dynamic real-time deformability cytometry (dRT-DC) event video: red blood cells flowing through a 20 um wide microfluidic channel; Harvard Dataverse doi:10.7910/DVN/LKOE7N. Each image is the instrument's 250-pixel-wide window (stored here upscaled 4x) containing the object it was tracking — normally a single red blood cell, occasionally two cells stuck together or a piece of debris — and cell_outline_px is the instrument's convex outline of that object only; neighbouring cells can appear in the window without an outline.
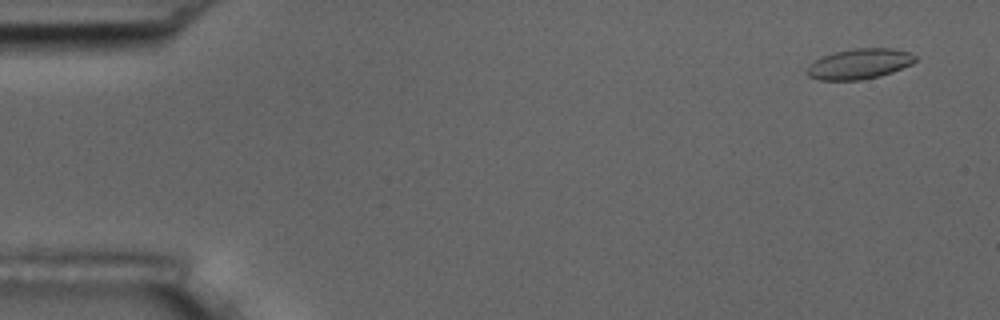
{"species": "common noctule bat (a hibernating species)", "species_latin": "Nyctalus noctula", "temperature_condition": "room temperature", "stored_images_in_passage": 7, "camera_frame_rate_fps": 3000, "um_per_image_px": 0.085, "animal": {"sex": "male", "body_mass_g": 17.5, "forearm_length_mm": 52.3}, "frame": {"image": 1, "passage_image": 1, "time_ms": 0.0, "image_size_px": [1000, 320], "cell_outline_px": [[916, 60], [912, 64], [892, 72], [880, 76], [860, 80], [820, 80], [808, 76], [804, 72], [808, 64], [824, 56], [836, 52], [852, 48], [892, 48], [908, 52], [916, 56]], "centroid_in_image_um": [73.02, 5.43], "position_along_channel_um": 12.0, "area_um2": 19.19}}
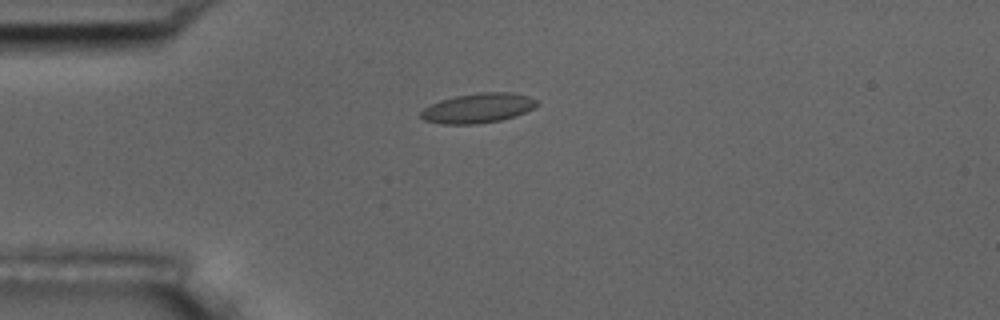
{"frame": {"image": 2, "passage_image": 4, "time_ms": 3.667, "image_size_px": [1000, 320], "cell_outline_px": [[540, 104], [516, 116], [500, 120], [476, 124], [440, 124], [424, 120], [420, 116], [420, 112], [424, 108], [440, 100], [456, 96], [480, 92], [512, 92], [528, 96], [536, 100]], "centroid_in_image_um": [40.62, 9.19], "position_along_channel_um": 44.4, "area_um2": 20.06}}